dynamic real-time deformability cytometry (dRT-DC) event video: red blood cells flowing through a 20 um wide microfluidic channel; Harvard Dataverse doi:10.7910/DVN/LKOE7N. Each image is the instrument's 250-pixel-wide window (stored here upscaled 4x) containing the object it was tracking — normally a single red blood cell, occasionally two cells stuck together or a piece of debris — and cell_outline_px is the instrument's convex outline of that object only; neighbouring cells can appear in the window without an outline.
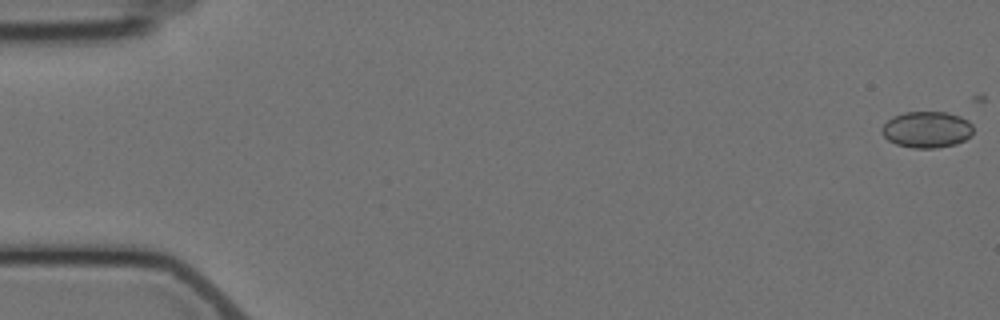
{"species": "Egyptian fruit bat (a non-hibernating species)", "species_latin": "Rousettus aegyptiacus", "temperature_condition": "cold", "stored_images_in_passage": 6, "camera_frame_rate_fps": 3000, "um_per_image_px": 0.085, "animal": {"sex": "female"}, "frame": {"image": 1, "passage_image": 1, "time_ms": 0.0, "image_size_px": [1000, 320], "cell_outline_px": [[972, 136], [956, 144], [936, 148], [912, 148], [896, 144], [888, 140], [880, 132], [880, 128], [892, 116], [904, 112], [948, 112], [960, 116], [968, 120], [972, 124]], "centroid_in_image_um": [78.77, 11.01], "position_along_channel_um": 6.2, "area_um2": 19.59}}
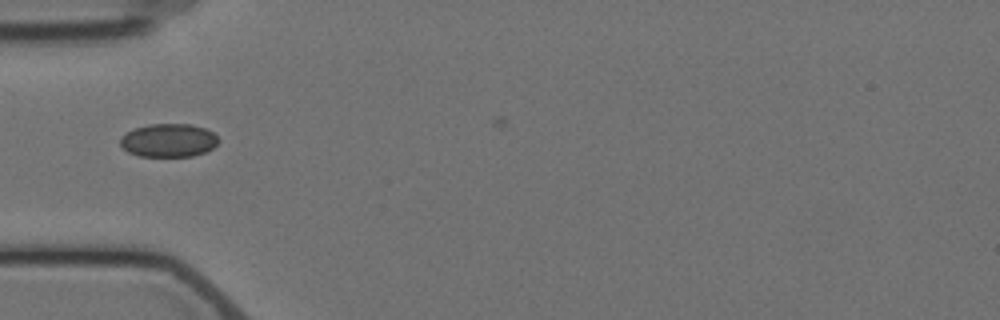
{"frame": {"image": 2, "passage_image": 5, "time_ms": 6.0, "image_size_px": [1000, 320], "cell_outline_px": [[220, 140], [212, 148], [204, 152], [192, 156], [140, 156], [128, 152], [120, 144], [120, 136], [136, 128], [148, 124], [192, 124], [204, 128], [212, 132]], "centroid_in_image_um": [14.32, 11.92], "position_along_channel_um": 70.7, "area_um2": 18.96}}